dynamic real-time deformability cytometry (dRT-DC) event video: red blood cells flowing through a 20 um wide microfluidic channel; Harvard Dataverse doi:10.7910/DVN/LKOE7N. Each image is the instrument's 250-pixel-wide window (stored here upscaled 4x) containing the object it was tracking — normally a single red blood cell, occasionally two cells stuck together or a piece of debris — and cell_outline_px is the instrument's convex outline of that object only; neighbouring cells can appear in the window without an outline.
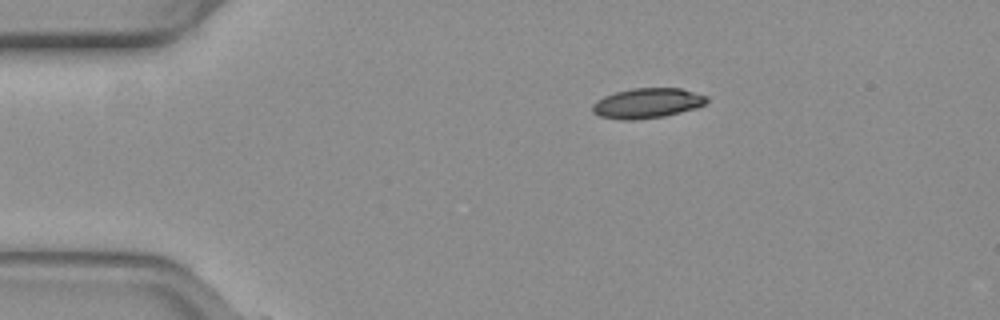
{"species": "common noctule bat (a hibernating species)", "species_latin": "Nyctalus noctula", "temperature_condition": "warm", "stored_images_in_passage": 7, "camera_frame_rate_fps": 3000, "um_per_image_px": 0.085, "animal": {"sex": "female", "body_mass_g": 19.3, "forearm_length_mm": 54.1}, "frame": {"image": 1, "passage_image": 1, "time_ms": 0.0, "image_size_px": [1000, 320], "cell_outline_px": [[708, 100], [704, 104], [696, 108], [664, 116], [632, 120], [624, 120], [600, 116], [592, 112], [592, 104], [596, 100], [604, 96], [616, 92], [632, 88], [680, 88], [708, 96]], "centroid_in_image_um": [55.0, 8.76], "position_along_channel_um": 30.0, "area_um2": 19.94}}